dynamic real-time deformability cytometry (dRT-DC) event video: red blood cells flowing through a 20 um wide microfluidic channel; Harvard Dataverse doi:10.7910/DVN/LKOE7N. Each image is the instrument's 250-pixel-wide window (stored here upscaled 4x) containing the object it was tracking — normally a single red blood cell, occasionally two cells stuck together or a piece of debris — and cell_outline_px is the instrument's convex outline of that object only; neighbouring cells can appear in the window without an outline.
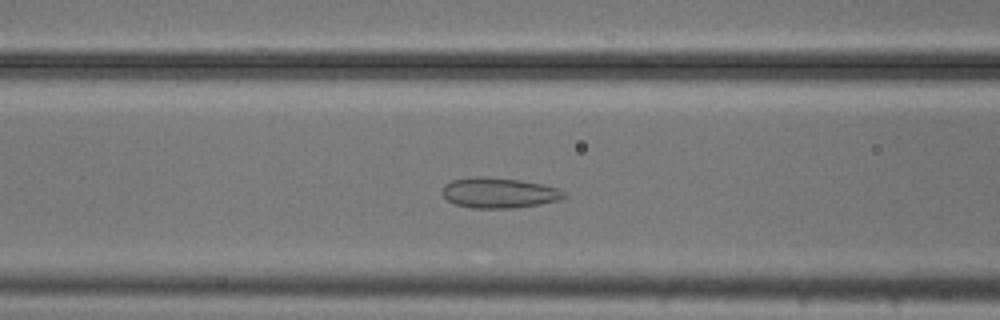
{"species": "common noctule bat (a hibernating species)", "species_latin": "Nyctalus noctula", "temperature_condition": "cold", "stored_images_in_passage": 46, "camera_frame_rate_fps": 3000, "um_per_image_px": 0.085, "animal": {"sex": "male", "body_mass_g": 20.5, "forearm_length_mm": 52.5}, "frame": {"image": 1, "passage_image": 14, "time_ms": 4.333, "image_size_px": [1000, 320], "cell_outline_px": [[568, 196], [560, 200], [540, 204], [516, 208], [472, 208], [456, 204], [448, 200], [440, 192], [444, 184], [452, 180], [476, 176], [520, 180], [540, 184], [556, 188], [564, 192]], "centroid_in_image_um": [42.39, 16.4], "position_along_channel_um": 124.2, "area_um2": 21.5}}
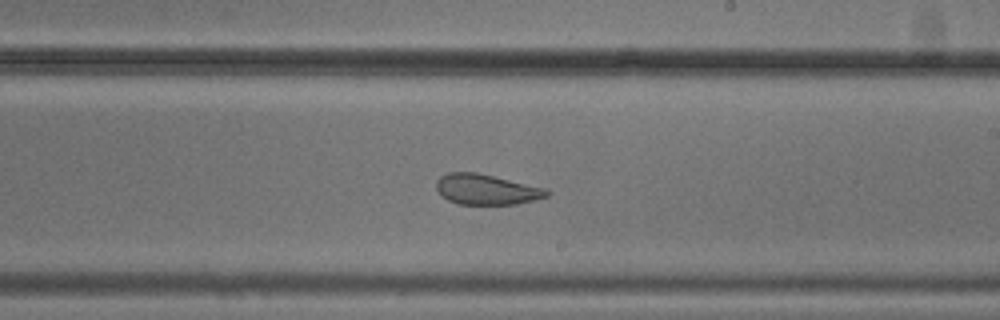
{"frame": {"image": 2, "passage_image": 24, "time_ms": 7.667, "image_size_px": [1000, 320], "cell_outline_px": [[552, 192], [548, 196], [536, 200], [516, 204], [460, 204], [448, 200], [440, 196], [436, 188], [436, 180], [440, 176], [448, 172], [476, 172], [544, 188]], "centroid_in_image_um": [41.32, 16.1], "position_along_channel_um": 247.7, "area_um2": 19.59}}
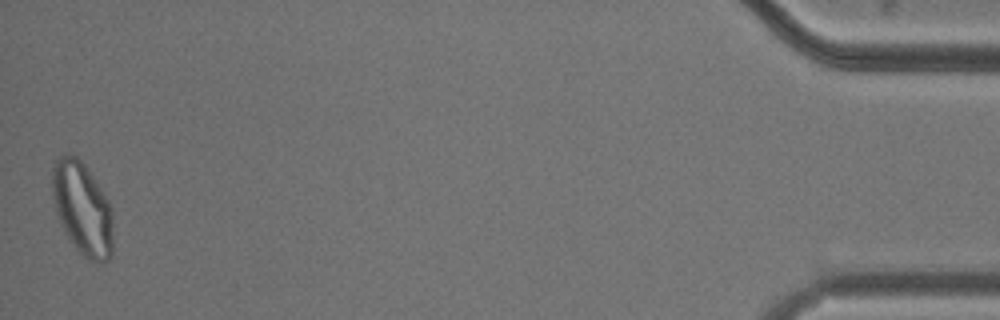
{"frame": {"image": 3, "passage_image": 46, "time_ms": 15.0, "image_size_px": [1000, 320], "cell_outline_px": [[112, 256], [108, 260], [92, 260], [84, 256], [76, 248], [64, 232], [60, 224], [56, 212], [52, 196], [52, 168], [56, 160], [60, 156], [68, 152], [72, 152], [84, 164], [108, 200], [112, 208]], "centroid_in_image_um": [6.98, 17.69], "position_along_channel_um": 428.2, "area_um2": 32.83}, "authors_computed_cell_mechanics": {"area_um2": 23.12, "velocity_mm_per_s": 3.6979, "shape_relaxation_time_tau1_ms": null, "shape_relaxation_time_tau2_ms": 1.6586, "deformation_change_tau1": null, "deformation_change_tau2": 0.0785}}